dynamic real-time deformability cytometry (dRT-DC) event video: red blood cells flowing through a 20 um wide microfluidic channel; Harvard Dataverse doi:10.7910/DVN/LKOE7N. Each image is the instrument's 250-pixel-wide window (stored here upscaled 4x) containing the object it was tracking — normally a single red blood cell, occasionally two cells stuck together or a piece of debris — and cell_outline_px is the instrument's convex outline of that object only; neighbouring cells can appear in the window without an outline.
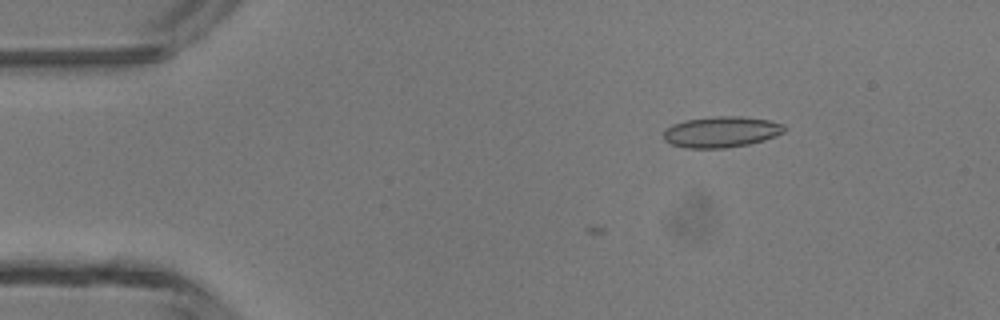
{"species": "common noctule bat (a hibernating species)", "species_latin": "Nyctalus noctula", "temperature_condition": "room temperature", "stored_images_in_passage": 2, "camera_frame_rate_fps": 3000, "um_per_image_px": 0.085, "animal": {"sex": "male", "body_mass_g": 13.3}, "frame": {"image": 1, "passage_image": 2, "time_ms": 0.333, "image_size_px": [1000, 320], "cell_outline_px": [[784, 132], [776, 136], [764, 140], [748, 144], [724, 148], [684, 148], [672, 144], [664, 140], [664, 132], [672, 124], [684, 120], [712, 116], [740, 116], [768, 120], [784, 124]], "centroid_in_image_um": [61.3, 11.21], "position_along_channel_um": 23.7, "area_um2": 21.79}}